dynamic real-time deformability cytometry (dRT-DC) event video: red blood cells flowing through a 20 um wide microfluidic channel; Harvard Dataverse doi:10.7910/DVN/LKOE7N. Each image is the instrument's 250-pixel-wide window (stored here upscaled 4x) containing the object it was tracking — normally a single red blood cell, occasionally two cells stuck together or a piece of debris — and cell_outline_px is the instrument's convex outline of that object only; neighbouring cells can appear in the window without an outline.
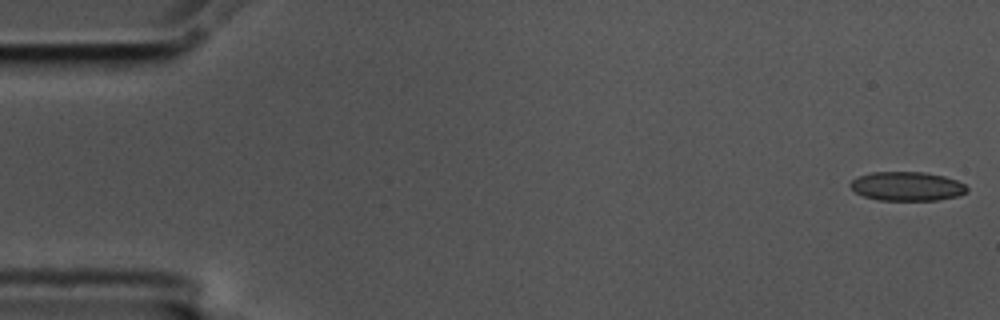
{"species": "common noctule bat (a hibernating species)", "species_latin": "Nyctalus noctula", "temperature_condition": "cold", "stored_images_in_passage": 57, "camera_frame_rate_fps": 3000, "um_per_image_px": 0.085, "animal": {"sex": "male", "body_mass_g": 17.5, "forearm_length_mm": 52.3}, "frame": {"image": 1, "passage_image": 1, "time_ms": 0.0, "image_size_px": [1000, 320], "cell_outline_px": [[968, 192], [960, 196], [936, 200], [880, 200], [864, 196], [856, 192], [848, 184], [852, 180], [860, 176], [872, 172], [924, 172], [944, 176], [956, 180], [964, 184], [968, 188]], "centroid_in_image_um": [77.13, 15.83], "position_along_channel_um": 7.9, "area_um2": 19.71}}
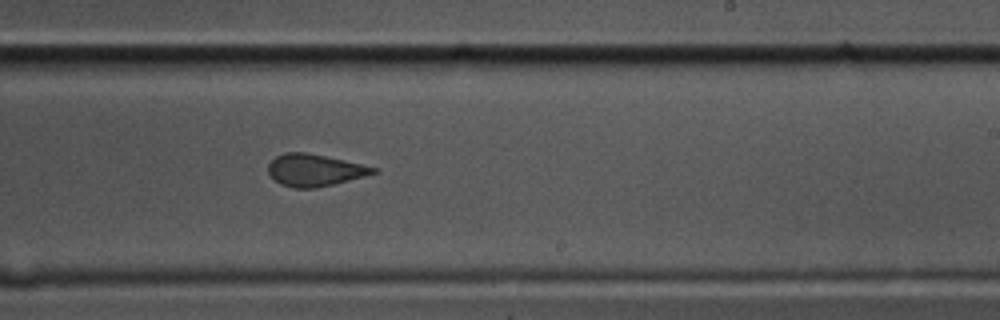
{"frame": {"image": 2, "passage_image": 34, "time_ms": 11.0, "image_size_px": [1000, 320], "cell_outline_px": [[376, 172], [348, 180], [316, 188], [292, 188], [280, 184], [268, 172], [268, 164], [276, 156], [284, 152], [304, 152], [344, 160], [376, 168]], "centroid_in_image_um": [26.67, 14.46], "position_along_channel_um": 262.3, "area_um2": 19.19}}
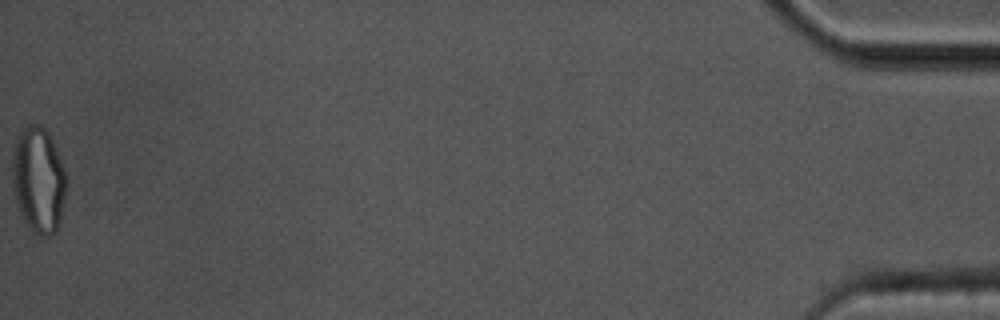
{"frame": {"image": 3, "passage_image": 57, "time_ms": 18.667, "image_size_px": [1000, 320], "cell_outline_px": [[64, 196], [60, 220], [56, 232], [48, 236], [40, 236], [24, 220], [20, 212], [16, 200], [12, 184], [12, 156], [16, 140], [20, 128], [28, 124], [40, 124], [48, 132], [56, 148], [64, 168]], "centroid_in_image_um": [3.24, 15.24], "position_along_channel_um": 432.0, "area_um2": 33.0}, "authors_computed_cell_mechanics": {"area_um2": 20.4612, "velocity_mm_per_s": 3.534, "shape_relaxation_time_tau1_ms": null, "shape_relaxation_time_tau2_ms": 1.6804, "deformation_change_tau1": null, "deformation_change_tau2": 0.0747}}